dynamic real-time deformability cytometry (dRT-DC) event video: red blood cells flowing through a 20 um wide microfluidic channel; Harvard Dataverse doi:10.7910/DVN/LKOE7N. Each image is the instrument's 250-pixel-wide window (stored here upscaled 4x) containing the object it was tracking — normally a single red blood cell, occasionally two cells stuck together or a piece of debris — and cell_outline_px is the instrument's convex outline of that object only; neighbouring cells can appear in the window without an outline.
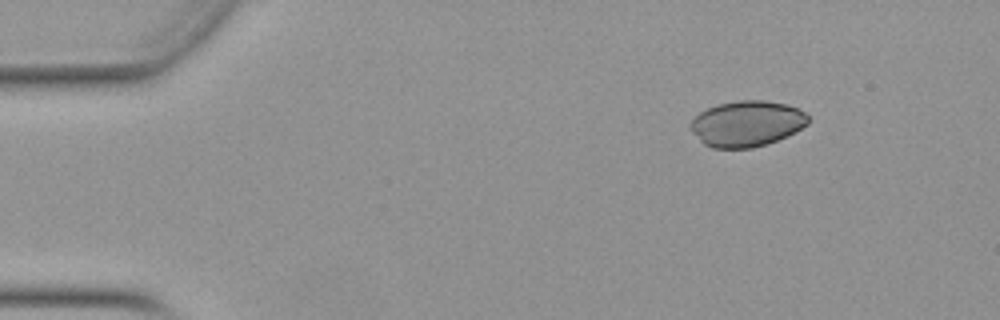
{"species": "Egyptian fruit bat (a non-hibernating species)", "species_latin": "Rousettus aegyptiacus", "temperature_condition": "warm", "stored_images_in_passage": 16, "camera_frame_rate_fps": 3000, "um_per_image_px": 0.085, "animal": {"sex": "female"}, "frame": {"image": 1, "passage_image": 7, "time_ms": 2.0, "image_size_px": [1000, 320], "cell_outline_px": [[808, 124], [776, 140], [752, 148], [712, 148], [704, 144], [692, 132], [688, 124], [700, 112], [716, 104], [740, 100], [764, 100], [788, 104], [804, 112], [808, 116]], "centroid_in_image_um": [63.44, 10.5], "position_along_channel_um": 21.6, "area_um2": 31.15}}
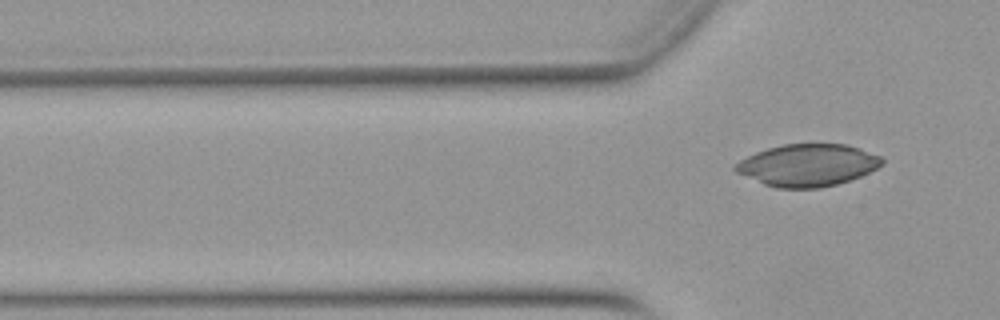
{"frame": {"image": 2, "passage_image": 16, "time_ms": 5.0, "image_size_px": [1000, 320], "cell_outline_px": [[884, 164], [860, 176], [836, 184], [820, 188], [776, 188], [764, 184], [736, 172], [732, 168], [740, 160], [756, 152], [768, 148], [784, 144], [848, 144], [860, 148], [880, 156], [884, 160]], "centroid_in_image_um": [68.65, 14.03], "position_along_channel_um": 57.1, "area_um2": 35.84}}